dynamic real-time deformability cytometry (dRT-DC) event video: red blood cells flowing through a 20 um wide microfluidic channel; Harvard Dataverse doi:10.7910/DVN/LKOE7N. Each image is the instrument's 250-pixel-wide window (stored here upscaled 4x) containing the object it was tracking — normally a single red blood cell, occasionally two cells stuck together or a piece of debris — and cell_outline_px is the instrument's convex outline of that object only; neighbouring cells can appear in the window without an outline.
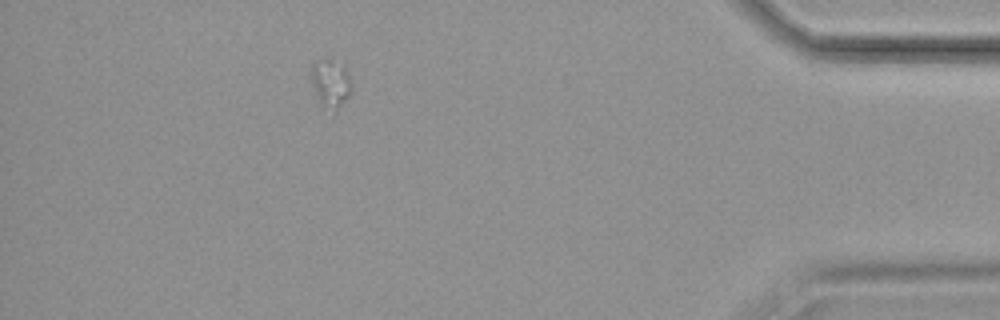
{"species": "common noctule bat (a hibernating species)", "species_latin": "Nyctalus noctula", "temperature_condition": "cold", "stored_images_in_passage": 47, "camera_frame_rate_fps": 3000, "um_per_image_px": 0.085, "animal": {"sex": "female", "body_mass_g": 19.9}, "frame": {"image": 1, "passage_image": 41, "time_ms": 13.333, "image_size_px": [1000, 320], "cell_outline_px": [[352, 88], [348, 96], [336, 112], [320, 104], [316, 96], [312, 84], [312, 64], [316, 60], [328, 56], [332, 56], [344, 60], [352, 84]], "centroid_in_image_um": [28.14, 6.96], "position_along_channel_um": 407.1, "area_um2": 12.02}}